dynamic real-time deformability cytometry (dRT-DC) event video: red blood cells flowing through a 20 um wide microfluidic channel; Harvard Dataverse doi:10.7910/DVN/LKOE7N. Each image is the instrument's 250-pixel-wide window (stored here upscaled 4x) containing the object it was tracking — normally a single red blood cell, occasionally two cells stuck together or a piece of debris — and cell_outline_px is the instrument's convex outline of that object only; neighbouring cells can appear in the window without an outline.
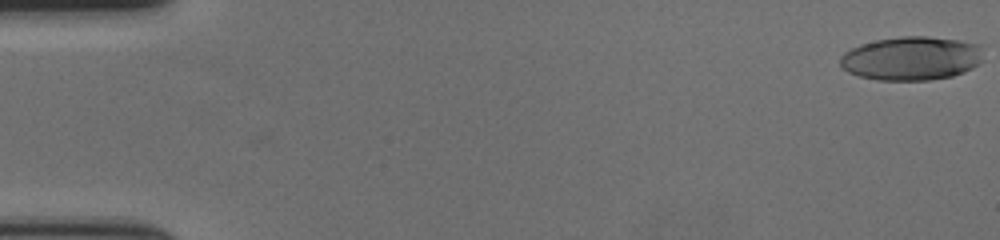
{"species": "human", "species_latin": "Homo sapiens", "temperature_condition": "cold", "stored_images_in_passage": 59, "camera_frame_rate_fps": 3000, "um_per_image_px": 0.085, "donor": {"sex": "female"}, "frame": {"image": 1, "passage_image": 1, "time_ms": 0.0, "image_size_px": [1000, 240], "cell_outline_px": [[980, 60], [972, 68], [964, 72], [952, 76], [928, 80], [876, 80], [860, 76], [848, 72], [840, 68], [840, 56], [844, 52], [860, 44], [876, 40], [900, 36], [928, 36], [960, 40], [980, 44]], "centroid_in_image_um": [77.42, 4.96], "position_along_channel_um": 7.6, "area_um2": 36.53}}
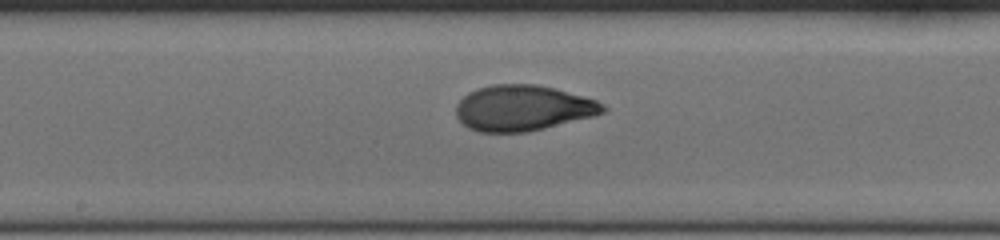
{"frame": {"image": 2, "passage_image": 32, "time_ms": 10.333, "image_size_px": [1000, 240], "cell_outline_px": [[608, 108], [604, 112], [592, 116], [528, 132], [480, 132], [468, 128], [456, 116], [456, 104], [468, 92], [476, 88], [492, 84], [536, 84], [556, 88], [584, 96], [596, 100], [604, 104]], "centroid_in_image_um": [44.44, 9.17], "position_along_channel_um": 203.8, "area_um2": 39.19}}
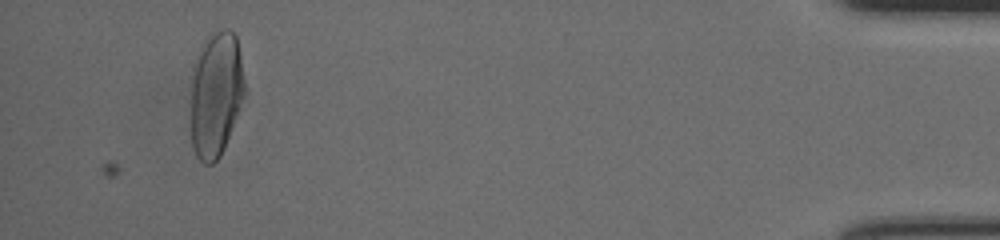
{"frame": {"image": 3, "passage_image": 56, "time_ms": 18.333, "image_size_px": [1000, 240], "cell_outline_px": [[244, 96], [240, 108], [224, 148], [220, 156], [212, 164], [204, 164], [196, 156], [192, 148], [192, 64], [200, 44], [208, 32], [224, 28], [228, 28], [236, 36], [240, 56], [244, 80]], "centroid_in_image_um": [18.33, 7.93], "position_along_channel_um": 416.9, "area_um2": 39.77}, "authors_computed_cell_mechanics": {"area_um2": 37.7434, "velocity_mm_per_s": 3.5546, "shape_relaxation_time_tau1_ms": 6.075, "shape_relaxation_time_tau2_ms": 0.9991, "deformation_change_tau1": 0.2164, "deformation_change_tau2": 0.0604}}